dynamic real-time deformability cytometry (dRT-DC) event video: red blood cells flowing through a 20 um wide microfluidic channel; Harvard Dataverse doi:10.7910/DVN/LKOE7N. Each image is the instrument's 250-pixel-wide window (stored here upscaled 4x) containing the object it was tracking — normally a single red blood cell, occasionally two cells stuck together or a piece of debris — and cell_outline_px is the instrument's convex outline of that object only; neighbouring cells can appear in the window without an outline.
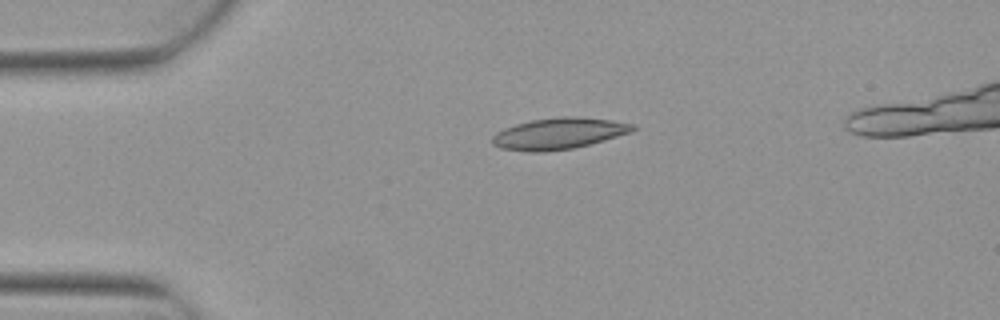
{"species": "Egyptian fruit bat (a non-hibernating species)", "species_latin": "Rousettus aegyptiacus", "temperature_condition": "warm", "stored_images_in_passage": 3, "camera_frame_rate_fps": 3000, "um_per_image_px": 0.085, "animal": {"sex": "female"}, "frame": {"image": 1, "passage_image": 1, "time_ms": 0.0, "image_size_px": [1000, 320], "cell_outline_px": [[640, 128], [632, 132], [604, 140], [572, 148], [544, 152], [528, 152], [500, 148], [492, 144], [492, 136], [496, 132], [504, 128], [516, 124], [532, 120], [560, 116], [580, 116], [612, 120], [636, 124]], "centroid_in_image_um": [47.53, 11.34], "position_along_channel_um": 37.5, "area_um2": 25.89}}